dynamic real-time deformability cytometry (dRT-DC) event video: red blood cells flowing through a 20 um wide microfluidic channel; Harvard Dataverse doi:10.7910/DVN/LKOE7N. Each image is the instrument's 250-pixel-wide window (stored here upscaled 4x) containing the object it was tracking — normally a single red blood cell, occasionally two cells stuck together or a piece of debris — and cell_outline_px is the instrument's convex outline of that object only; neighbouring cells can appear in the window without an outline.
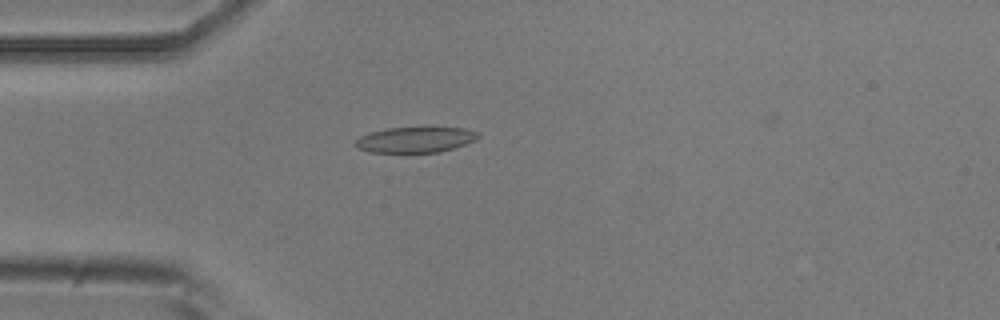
{"species": "common noctule bat (a hibernating species)", "species_latin": "Nyctalus noctula", "temperature_condition": "room temperature", "stored_images_in_passage": 2, "camera_frame_rate_fps": 3000, "um_per_image_px": 0.085, "animal": {"sex": "male", "body_mass_g": 20.5, "forearm_length_mm": 52.5}, "frame": {"image": 1, "passage_image": 2, "time_ms": 1.0, "image_size_px": [1000, 320], "cell_outline_px": [[480, 136], [476, 140], [440, 152], [368, 152], [356, 148], [356, 140], [360, 136], [368, 132], [384, 128], [464, 128], [480, 132]], "centroid_in_image_um": [35.29, 11.87], "position_along_channel_um": 49.7, "area_um2": 18.26}}